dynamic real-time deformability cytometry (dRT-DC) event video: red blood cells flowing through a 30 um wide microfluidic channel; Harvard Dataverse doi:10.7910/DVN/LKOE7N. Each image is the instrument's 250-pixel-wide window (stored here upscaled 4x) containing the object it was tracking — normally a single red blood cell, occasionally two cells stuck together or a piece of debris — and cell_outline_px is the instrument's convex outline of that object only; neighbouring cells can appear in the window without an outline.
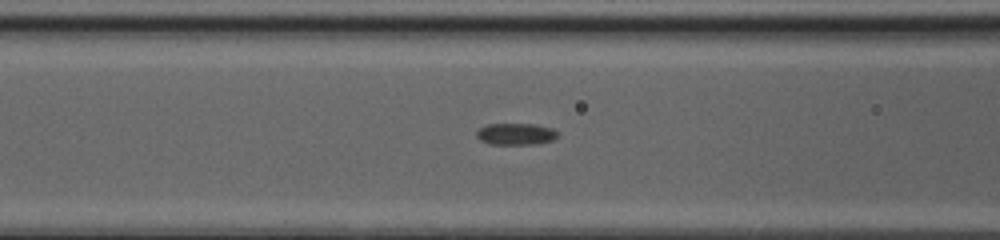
{"species": "common noctule bat (a hibernating species)", "species_latin": "Nyctalus noctula", "temperature_condition": "cold", "stored_images_in_passage": 26, "segment_of_instrument_passage": [2, 2], "camera_frame_rate_fps": 3000, "um_per_image_px": 0.085, "animal": {"sex": "female", "body_mass_g": 20.0, "forearm_length_mm": 54.0}, "frame": {"image": 1, "passage_image": 21, "time_ms": 6.667, "image_size_px": [1000, 240], "cell_outline_px": [[556, 136], [552, 140], [532, 144], [492, 144], [480, 140], [476, 136], [476, 132], [480, 128], [488, 124], [536, 124], [552, 128], [556, 132]], "centroid_in_image_um": [43.81, 11.38], "position_along_channel_um": 122.8, "area_um2": 10.06}}
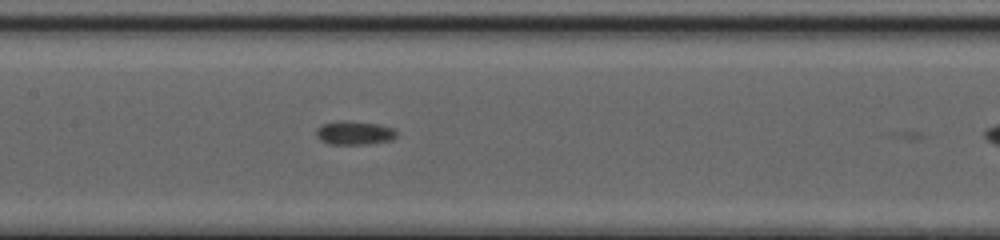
{"frame": {"image": 2, "passage_image": 25, "time_ms": 8.0, "image_size_px": [1000, 240], "cell_outline_px": [[396, 136], [392, 140], [368, 144], [328, 144], [320, 140], [316, 136], [316, 128], [324, 124], [380, 124], [396, 128]], "centroid_in_image_um": [30.18, 11.36], "position_along_channel_um": 177.2, "area_um2": 10.4}}